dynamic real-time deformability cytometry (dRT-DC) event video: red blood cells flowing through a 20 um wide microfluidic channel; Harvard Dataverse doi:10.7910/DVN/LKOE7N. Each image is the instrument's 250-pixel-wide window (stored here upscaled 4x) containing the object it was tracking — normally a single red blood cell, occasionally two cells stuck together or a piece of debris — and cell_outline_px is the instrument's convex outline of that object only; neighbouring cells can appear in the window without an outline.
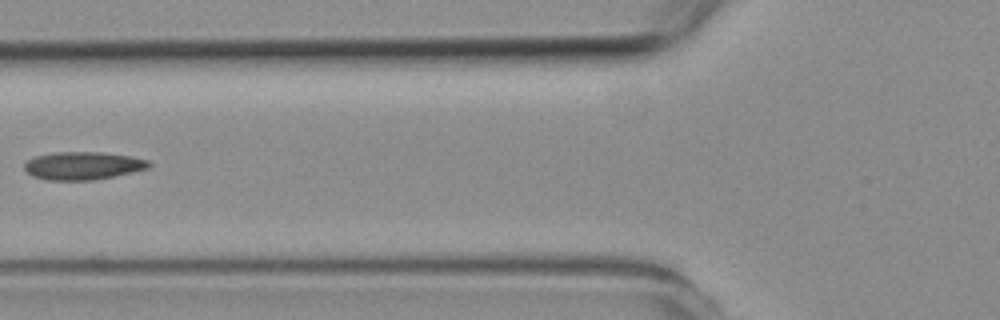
{"species": "common noctule bat (a hibernating species)", "species_latin": "Nyctalus noctula", "temperature_condition": "room temperature", "stored_images_in_passage": 6, "camera_frame_rate_fps": 3000, "um_per_image_px": 0.085, "animal": {"sex": "female", "body_mass_g": 19.3, "forearm_length_mm": 54.1}, "frame": {"image": 1, "passage_image": 5, "time_ms": 4.667, "image_size_px": [1000, 320], "cell_outline_px": [[152, 168], [92, 180], [44, 180], [32, 176], [24, 168], [24, 164], [28, 160], [36, 156], [56, 152], [100, 152], [128, 156], [148, 160], [152, 164]], "centroid_in_image_um": [7.05, 14.09], "position_along_channel_um": 118.7, "area_um2": 20.17}}
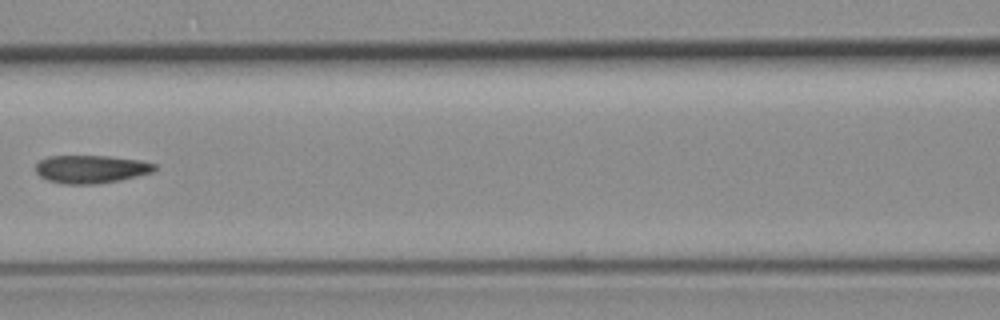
{"frame": {"image": 2, "passage_image": 6, "time_ms": 5.667, "image_size_px": [1000, 320], "cell_outline_px": [[156, 168], [152, 172], [120, 180], [96, 184], [64, 184], [48, 180], [40, 176], [36, 172], [36, 164], [40, 160], [48, 156], [112, 156], [140, 160], [156, 164]], "centroid_in_image_um": [7.73, 14.37], "position_along_channel_um": 158.9, "area_um2": 19.42}}